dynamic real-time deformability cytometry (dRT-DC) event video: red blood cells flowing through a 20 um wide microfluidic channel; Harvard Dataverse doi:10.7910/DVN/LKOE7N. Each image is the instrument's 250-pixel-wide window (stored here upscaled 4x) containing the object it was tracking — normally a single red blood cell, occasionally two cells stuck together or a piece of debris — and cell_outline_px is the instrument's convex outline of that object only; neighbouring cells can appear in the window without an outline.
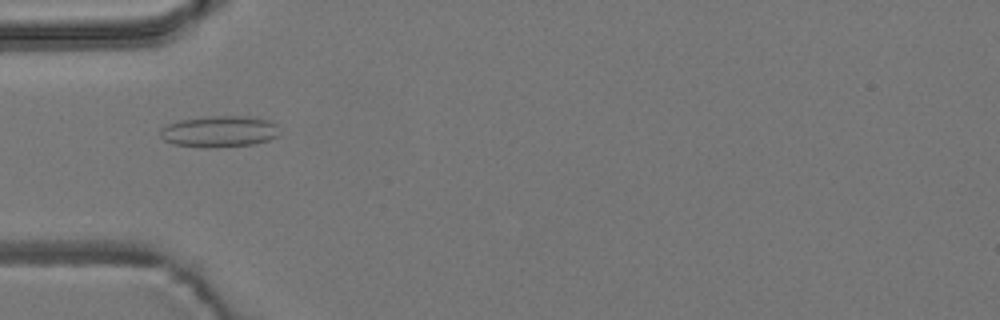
{"species": "common noctule bat (a hibernating species)", "species_latin": "Nyctalus noctula", "temperature_condition": "room temperature", "stored_images_in_passage": 4, "camera_frame_rate_fps": 3000, "um_per_image_px": 0.085, "animal": {"sex": "male", "body_mass_g": 19.2, "forearm_length_mm": 51.8}, "frame": {"image": 1, "passage_image": 1, "time_ms": 0.0, "image_size_px": [1000, 320], "cell_outline_px": [[276, 136], [268, 140], [252, 144], [204, 148], [172, 144], [164, 140], [160, 136], [160, 128], [168, 124], [180, 120], [212, 116], [248, 116], [268, 120], [276, 124]], "centroid_in_image_um": [18.58, 11.18], "position_along_channel_um": 66.4, "area_um2": 21.56}}